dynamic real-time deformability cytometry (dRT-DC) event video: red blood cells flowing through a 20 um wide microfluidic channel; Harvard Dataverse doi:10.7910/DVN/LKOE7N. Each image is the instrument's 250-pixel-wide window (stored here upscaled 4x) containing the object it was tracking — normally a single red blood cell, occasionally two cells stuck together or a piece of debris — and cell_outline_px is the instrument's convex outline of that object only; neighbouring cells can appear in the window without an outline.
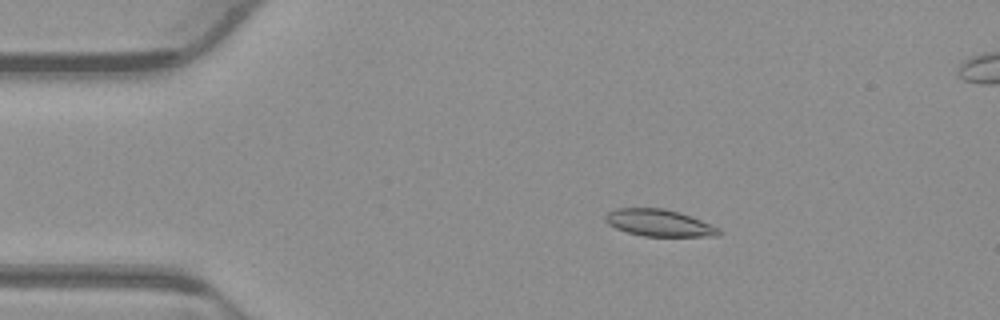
{"species": "common noctule bat (a hibernating species)", "species_latin": "Nyctalus noctula", "temperature_condition": "warm", "stored_images_in_passage": 55, "segment_of_instrument_passage": [1, 2], "camera_frame_rate_fps": 3000, "um_per_image_px": 0.085, "animal": {"sex": "male", "body_mass_g": 23.1, "forearm_length_mm": 52.7}, "frame": {"image": 1, "passage_image": 10, "time_ms": 3.0, "image_size_px": [1000, 320], "cell_outline_px": [[724, 232], [720, 236], [644, 236], [628, 232], [616, 228], [608, 224], [604, 220], [604, 216], [608, 212], [616, 208], [664, 208], [680, 212], [720, 228]], "centroid_in_image_um": [56.04, 18.94], "position_along_channel_um": 29.0, "area_um2": 17.86}}
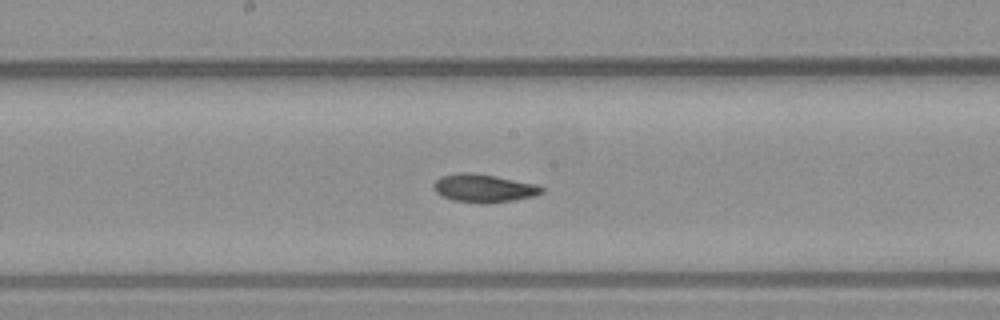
{"frame": {"image": 2, "passage_image": 28, "time_ms": 9.0, "image_size_px": [1000, 320], "cell_outline_px": [[544, 192], [532, 196], [512, 200], [488, 204], [480, 204], [452, 200], [440, 196], [432, 188], [432, 184], [440, 176], [460, 172], [468, 172], [496, 176], [536, 184], [544, 188]], "centroid_in_image_um": [41.06, 16.0], "position_along_channel_um": 207.1, "area_um2": 17.92}}
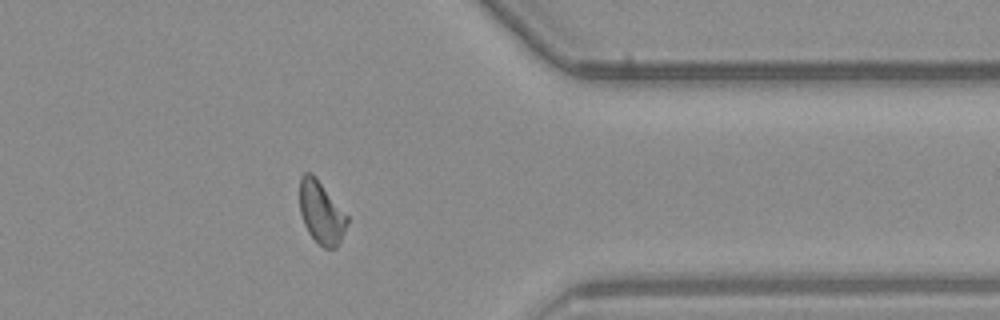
{"frame": {"image": 3, "passage_image": 43, "time_ms": 14.0, "image_size_px": [1000, 320], "cell_outline_px": [[348, 224], [336, 248], [324, 248], [308, 232], [304, 224], [300, 212], [300, 176], [304, 172], [312, 172], [316, 176], [348, 216]], "centroid_in_image_um": [27.3, 18.03], "position_along_channel_um": 384.1, "area_um2": 17.28}}